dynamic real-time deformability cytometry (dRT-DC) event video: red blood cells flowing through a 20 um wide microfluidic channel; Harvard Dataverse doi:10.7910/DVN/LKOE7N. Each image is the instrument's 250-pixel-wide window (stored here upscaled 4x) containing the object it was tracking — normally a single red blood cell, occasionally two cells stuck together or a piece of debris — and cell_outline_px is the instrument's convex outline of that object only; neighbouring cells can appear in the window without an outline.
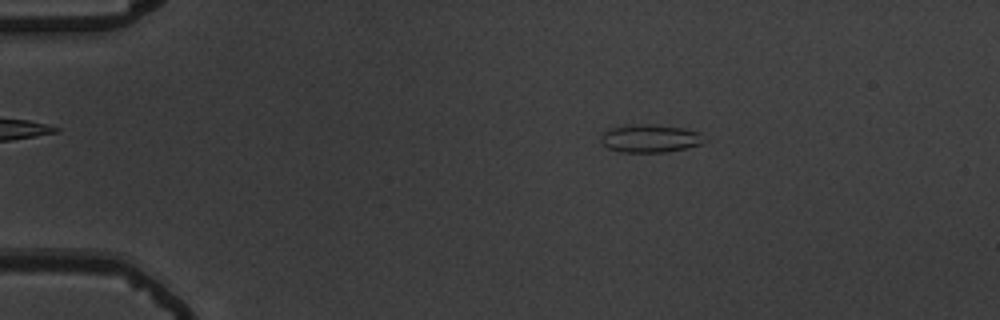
{"species": "common noctule bat (a hibernating species)", "species_latin": "Nyctalus noctula", "temperature_condition": "warm", "stored_images_in_passage": 55, "camera_frame_rate_fps": 3000, "um_per_image_px": 0.085, "animal": {"sex": "male", "body_mass_g": 19.5, "forearm_length_mm": 54.6}, "frame": {"image": 1, "passage_image": 10, "time_ms": 3.0, "image_size_px": [1000, 320], "cell_outline_px": [[708, 140], [700, 144], [688, 148], [664, 152], [620, 152], [608, 148], [600, 140], [600, 136], [608, 128], [632, 124], [648, 124], [680, 128], [700, 132]], "centroid_in_image_um": [55.26, 11.77], "position_along_channel_um": 29.7, "area_um2": 16.94}}
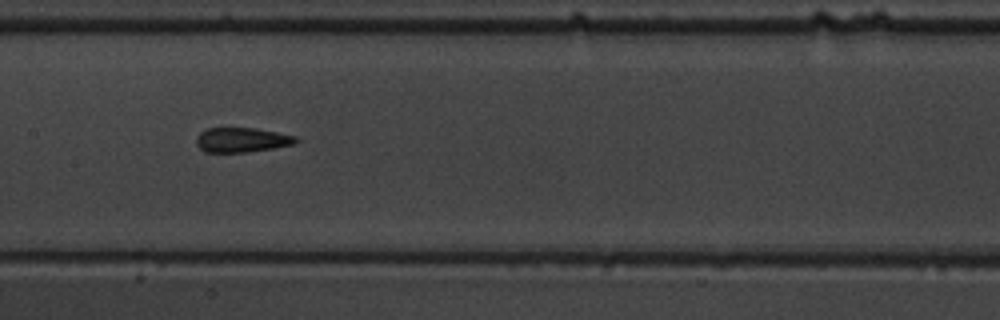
{"frame": {"image": 2, "passage_image": 28, "time_ms": 9.0, "image_size_px": [1000, 320], "cell_outline_px": [[300, 140], [292, 144], [272, 148], [248, 152], [204, 152], [196, 144], [196, 136], [200, 132], [208, 128], [256, 128], [296, 136]], "centroid_in_image_um": [20.53, 11.89], "position_along_channel_um": 186.9, "area_um2": 14.28}}
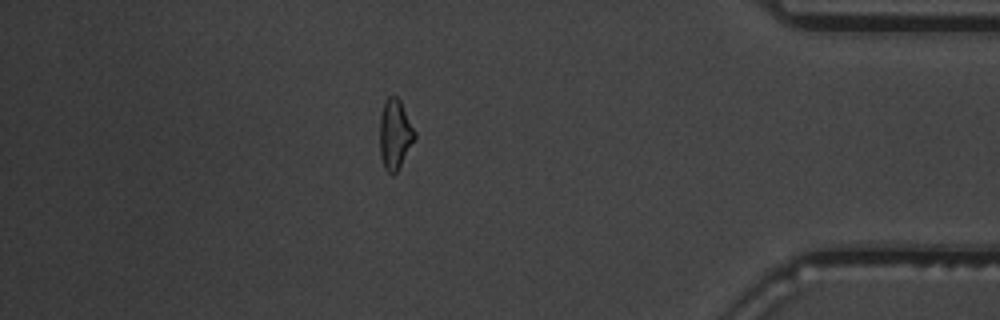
{"frame": {"image": 3, "passage_image": 48, "time_ms": 15.667, "image_size_px": [1000, 320], "cell_outline_px": [[416, 140], [396, 172], [392, 176], [384, 168], [380, 156], [380, 116], [384, 104], [388, 96], [396, 96], [400, 100], [416, 132]], "centroid_in_image_um": [33.58, 11.44], "position_along_channel_um": 401.6, "area_um2": 14.33}, "authors_computed_cell_mechanics": {"area_um2": 14.6234, "velocity_mm_per_s": 3.7214, "shape_relaxation_time_tau1_ms": 4.7009, "shape_relaxation_time_tau2_ms": 1.7294, "deformation_change_tau1": 0.1664, "deformation_change_tau2": 0.1267}}